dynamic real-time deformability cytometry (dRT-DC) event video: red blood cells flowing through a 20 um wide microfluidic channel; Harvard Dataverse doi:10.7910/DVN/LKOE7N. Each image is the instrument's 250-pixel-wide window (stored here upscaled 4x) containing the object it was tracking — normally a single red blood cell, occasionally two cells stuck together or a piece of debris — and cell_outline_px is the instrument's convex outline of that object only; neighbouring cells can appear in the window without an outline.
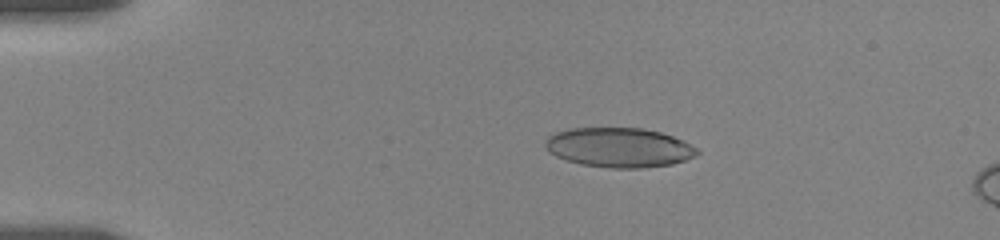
{"species": "human", "species_latin": "Homo sapiens", "temperature_condition": "room temperature", "stored_images_in_passage": 12, "camera_frame_rate_fps": 3000, "um_per_image_px": 0.085, "donor": {"sex": "female"}, "frame": {"image": 1, "passage_image": 1, "time_ms": 0.0, "image_size_px": [1000, 240], "cell_outline_px": [[700, 152], [696, 156], [672, 164], [640, 168], [612, 168], [580, 164], [564, 160], [548, 152], [544, 144], [544, 140], [548, 136], [556, 132], [568, 128], [640, 128], [660, 132], [684, 140], [696, 148]], "centroid_in_image_um": [52.58, 12.54], "position_along_channel_um": 32.4, "area_um2": 35.2}}